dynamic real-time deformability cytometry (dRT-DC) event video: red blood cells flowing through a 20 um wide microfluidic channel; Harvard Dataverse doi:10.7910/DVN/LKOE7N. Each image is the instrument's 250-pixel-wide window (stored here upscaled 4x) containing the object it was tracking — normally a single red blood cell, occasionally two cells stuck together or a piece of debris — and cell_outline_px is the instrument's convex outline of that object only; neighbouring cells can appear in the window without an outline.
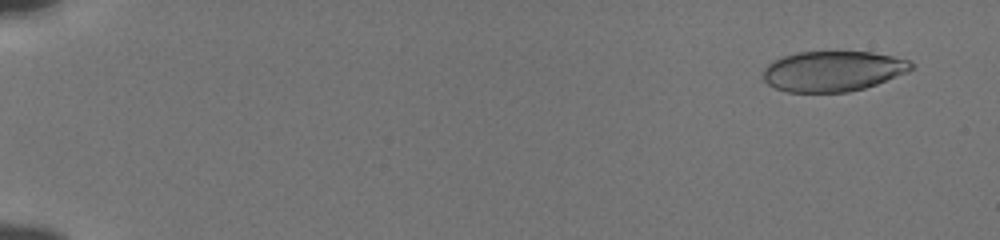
{"species": "human", "species_latin": "Homo sapiens", "temperature_condition": "cold", "stored_images_in_passage": 55, "camera_frame_rate_fps": 3000, "um_per_image_px": 0.085, "donor": {"sex": "male"}, "frame": {"image": 1, "passage_image": 4, "time_ms": 1.0, "image_size_px": [1000, 240], "cell_outline_px": [[912, 68], [908, 72], [876, 84], [864, 88], [848, 92], [788, 92], [776, 88], [768, 84], [764, 80], [764, 68], [768, 64], [784, 56], [796, 52], [872, 52], [892, 56], [908, 60], [912, 64]], "centroid_in_image_um": [70.79, 6.05], "position_along_channel_um": 14.2, "area_um2": 34.56}}
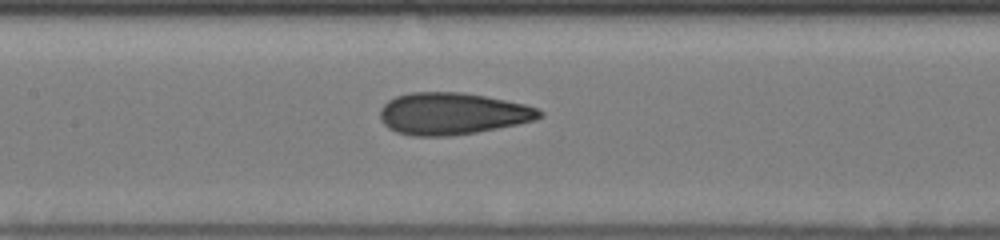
{"frame": {"image": 2, "passage_image": 29, "time_ms": 9.333, "image_size_px": [1000, 240], "cell_outline_px": [[544, 116], [536, 120], [476, 132], [448, 136], [412, 136], [396, 132], [388, 128], [380, 120], [380, 108], [388, 100], [396, 96], [412, 92], [460, 92], [484, 96], [524, 104], [536, 108], [544, 112]], "centroid_in_image_um": [38.42, 9.66], "position_along_channel_um": 169.0, "area_um2": 38.9}}
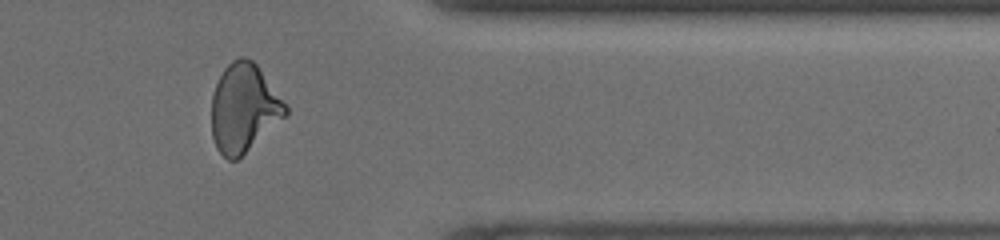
{"frame": {"image": 3, "passage_image": 47, "time_ms": 15.333, "image_size_px": [1000, 240], "cell_outline_px": [[288, 112], [284, 116], [236, 160], [228, 160], [216, 148], [212, 136], [212, 96], [216, 84], [224, 68], [232, 60], [240, 56], [244, 56], [252, 60], [256, 64], [288, 108]], "centroid_in_image_um": [20.68, 9.16], "position_along_channel_um": 390.7, "area_um2": 37.17}, "authors_computed_cell_mechanics": {"area_um2": 37.6278, "velocity_mm_per_s": 3.8535, "shape_relaxation_time_tau1_ms": 8.1271, "shape_relaxation_time_tau2_ms": 1.1243, "deformation_change_tau1": 0.1969, "deformation_change_tau2": 0.0644}}